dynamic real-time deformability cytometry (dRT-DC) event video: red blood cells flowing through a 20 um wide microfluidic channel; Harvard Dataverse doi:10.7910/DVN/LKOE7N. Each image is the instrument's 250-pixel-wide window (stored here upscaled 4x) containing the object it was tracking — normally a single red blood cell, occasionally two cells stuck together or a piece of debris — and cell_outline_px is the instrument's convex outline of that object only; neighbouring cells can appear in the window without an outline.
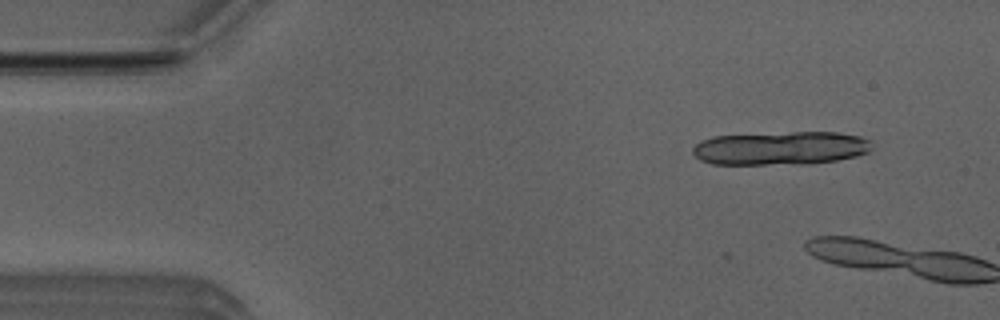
{"species": "Egyptian fruit bat (a non-hibernating species)", "species_latin": "Rousettus aegyptiacus", "temperature_condition": "room temperature", "stored_images_in_passage": 7, "camera_frame_rate_fps": 3000, "um_per_image_px": 0.085, "animal": {"sex": "male"}, "frame": {"image": 1, "passage_image": 5, "time_ms": 1.333, "image_size_px": [1000, 320], "cell_outline_px": [[872, 148], [868, 152], [856, 156], [836, 160], [808, 164], [712, 164], [700, 160], [692, 152], [692, 148], [700, 140], [712, 136], [792, 132], [836, 132], [860, 136], [872, 140]], "centroid_in_image_um": [66.36, 12.59], "position_along_channel_um": 18.6, "area_um2": 35.2}}